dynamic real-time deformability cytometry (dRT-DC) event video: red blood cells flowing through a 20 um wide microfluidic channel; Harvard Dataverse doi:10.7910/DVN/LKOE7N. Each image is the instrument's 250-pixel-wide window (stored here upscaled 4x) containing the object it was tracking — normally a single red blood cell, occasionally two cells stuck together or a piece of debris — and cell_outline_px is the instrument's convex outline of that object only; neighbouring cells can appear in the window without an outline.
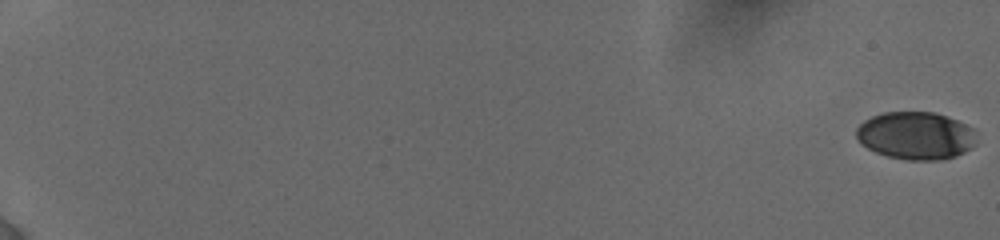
{"species": "human", "species_latin": "Homo sapiens", "temperature_condition": "cold", "stored_images_in_passage": 28, "camera_frame_rate_fps": 3000, "um_per_image_px": 0.085, "donor": {"sex": "female"}, "frame": {"image": 1, "passage_image": 1, "time_ms": 0.0, "image_size_px": [1000, 240], "cell_outline_px": [[976, 144], [972, 148], [956, 156], [940, 160], [908, 160], [888, 156], [876, 152], [860, 144], [856, 136], [856, 128], [864, 120], [872, 116], [884, 112], [936, 112], [948, 116], [972, 128]], "centroid_in_image_um": [77.82, 11.53], "position_along_channel_um": 7.2, "area_um2": 33.47}}
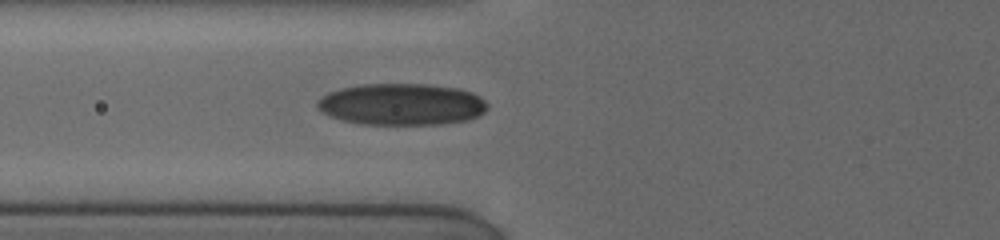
{"frame": {"image": 2, "passage_image": 16, "time_ms": 8.333, "image_size_px": [1000, 240], "cell_outline_px": [[488, 108], [480, 116], [468, 120], [440, 124], [360, 124], [344, 120], [320, 112], [316, 104], [316, 100], [328, 92], [340, 88], [364, 84], [424, 84], [456, 88], [472, 92], [480, 96], [488, 104]], "centroid_in_image_um": [34.15, 8.86], "position_along_channel_um": 91.7, "area_um2": 41.44}}
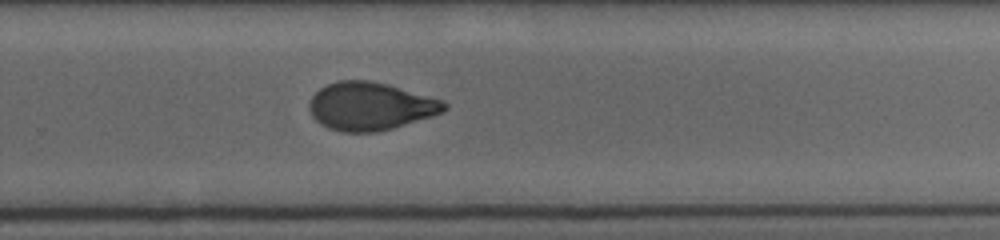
{"frame": {"image": 3, "passage_image": 28, "time_ms": 13.667, "image_size_px": [1000, 240], "cell_outline_px": [[448, 108], [432, 116], [392, 128], [376, 132], [344, 132], [328, 128], [320, 124], [312, 116], [308, 108], [308, 104], [312, 96], [320, 88], [336, 80], [372, 80], [388, 84], [444, 100], [448, 104]], "centroid_in_image_um": [31.46, 9.02], "position_along_channel_um": 298.3, "area_um2": 37.86}}